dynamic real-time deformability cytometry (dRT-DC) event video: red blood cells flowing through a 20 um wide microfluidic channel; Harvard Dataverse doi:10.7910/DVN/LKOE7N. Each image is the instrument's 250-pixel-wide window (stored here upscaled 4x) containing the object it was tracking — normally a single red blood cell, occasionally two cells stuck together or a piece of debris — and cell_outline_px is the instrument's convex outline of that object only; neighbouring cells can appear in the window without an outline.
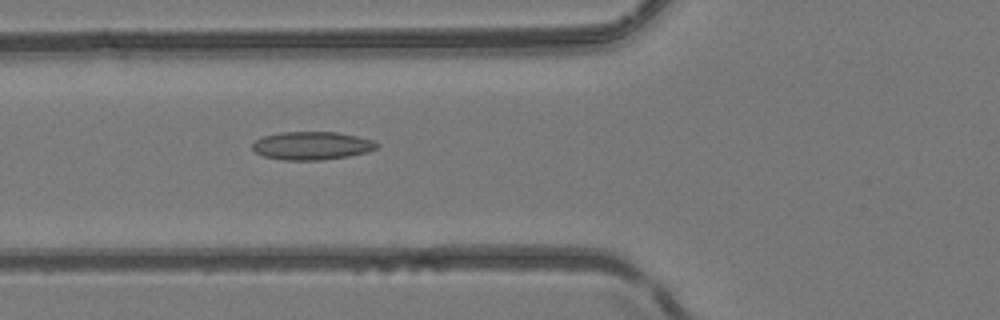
{"species": "common noctule bat (a hibernating species)", "species_latin": "Nyctalus noctula", "temperature_condition": "room temperature", "stored_images_in_passage": 36, "camera_frame_rate_fps": 3000, "um_per_image_px": 0.085, "animal": {"sex": "female", "body_mass_g": 24.6, "forearm_length_mm": 56.2}, "frame": {"image": 1, "passage_image": 5, "time_ms": 1.333, "image_size_px": [1000, 320], "cell_outline_px": [[380, 144], [376, 148], [368, 152], [348, 156], [320, 160], [284, 160], [264, 156], [256, 152], [252, 148], [252, 144], [256, 140], [264, 136], [280, 132], [336, 132], [356, 136], [372, 140]], "centroid_in_image_um": [26.51, 12.38], "position_along_channel_um": 99.3, "area_um2": 20.29}}
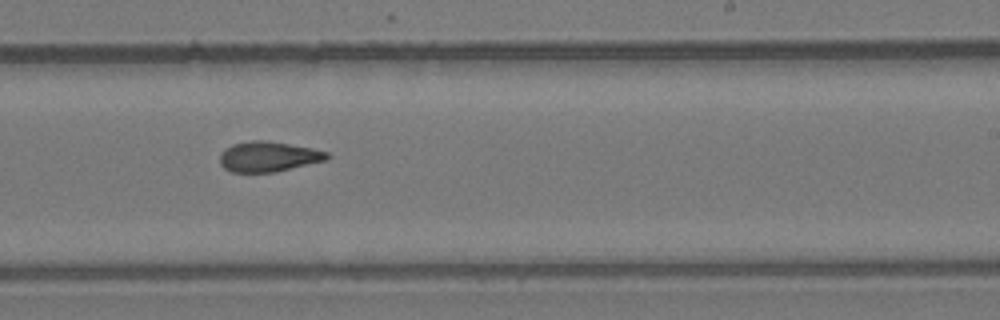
{"frame": {"image": 2, "passage_image": 17, "time_ms": 5.333, "image_size_px": [1000, 320], "cell_outline_px": [[332, 156], [328, 160], [276, 172], [232, 172], [224, 168], [220, 164], [220, 152], [224, 148], [232, 144], [252, 140], [268, 140], [312, 148], [328, 152]], "centroid_in_image_um": [22.83, 13.31], "position_along_channel_um": 266.2, "area_um2": 19.19}}
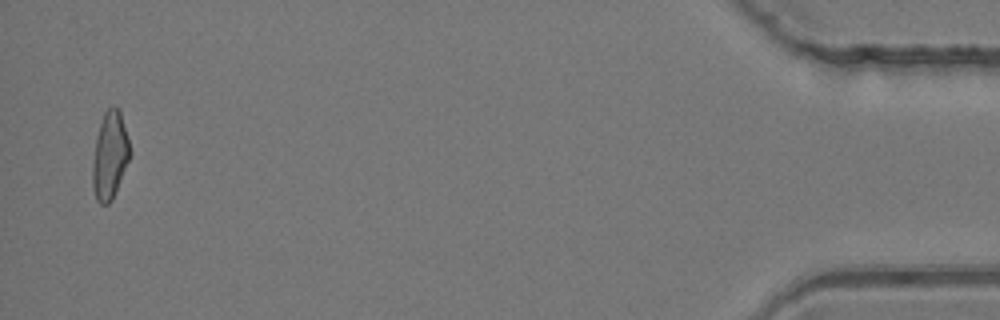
{"frame": {"image": 3, "passage_image": 35, "time_ms": 11.333, "image_size_px": [1000, 320], "cell_outline_px": [[132, 152], [112, 200], [108, 204], [100, 204], [96, 200], [92, 188], [92, 164], [96, 136], [104, 112], [112, 104], [120, 112]], "centroid_in_image_um": [9.32, 13.24], "position_along_channel_um": 425.9, "area_um2": 19.07}, "authors_computed_cell_mechanics": {"area_um2": 19.0451, "velocity_mm_per_s": 4.1647, "shape_relaxation_time_tau1_ms": null, "shape_relaxation_time_tau2_ms": 2.9442, "deformation_change_tau1": null, "deformation_change_tau2": 0.1132}}